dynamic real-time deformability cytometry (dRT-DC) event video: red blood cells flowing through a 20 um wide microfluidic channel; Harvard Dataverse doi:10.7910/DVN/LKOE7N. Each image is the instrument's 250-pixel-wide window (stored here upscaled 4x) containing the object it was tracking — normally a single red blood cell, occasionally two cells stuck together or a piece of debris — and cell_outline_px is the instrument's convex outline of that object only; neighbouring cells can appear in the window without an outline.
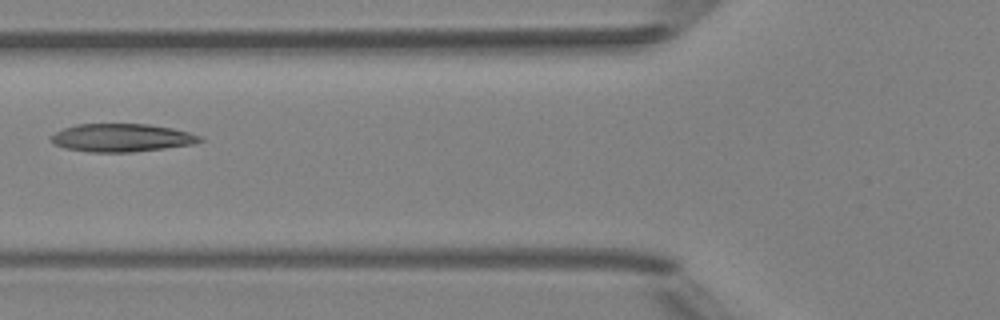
{"species": "Egyptian fruit bat (a non-hibernating species)", "species_latin": "Rousettus aegyptiacus", "temperature_condition": "room temperature", "stored_images_in_passage": 7, "camera_frame_rate_fps": 3000, "um_per_image_px": 0.085, "animal": {"sex": "female"}, "frame": {"image": 1, "passage_image": 6, "time_ms": 6.0, "image_size_px": [1000, 320], "cell_outline_px": [[204, 140], [192, 144], [164, 148], [132, 152], [88, 152], [64, 148], [52, 144], [52, 136], [56, 132], [64, 128], [76, 124], [148, 124], [172, 128], [188, 132], [200, 136]], "centroid_in_image_um": [10.32, 11.71], "position_along_channel_um": 115.5, "area_um2": 24.22}}
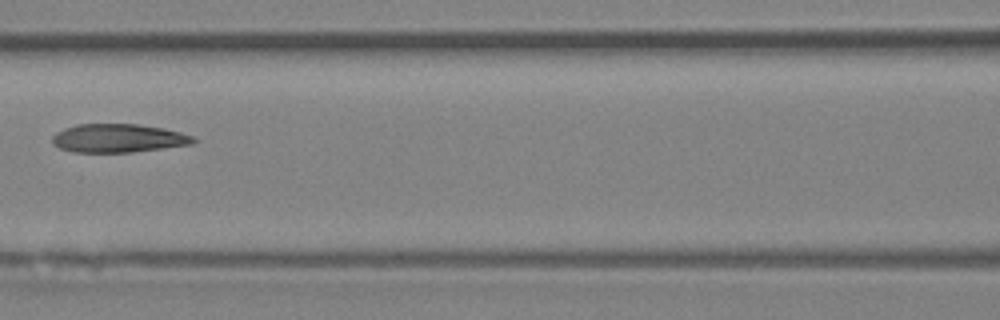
{"frame": {"image": 2, "passage_image": 7, "time_ms": 7.0, "image_size_px": [1000, 320], "cell_outline_px": [[196, 140], [192, 144], [132, 152], [72, 152], [60, 148], [52, 144], [52, 136], [56, 132], [64, 128], [76, 124], [140, 124], [164, 128], [180, 132], [192, 136]], "centroid_in_image_um": [10.02, 11.74], "position_along_channel_um": 156.6, "area_um2": 23.47}}